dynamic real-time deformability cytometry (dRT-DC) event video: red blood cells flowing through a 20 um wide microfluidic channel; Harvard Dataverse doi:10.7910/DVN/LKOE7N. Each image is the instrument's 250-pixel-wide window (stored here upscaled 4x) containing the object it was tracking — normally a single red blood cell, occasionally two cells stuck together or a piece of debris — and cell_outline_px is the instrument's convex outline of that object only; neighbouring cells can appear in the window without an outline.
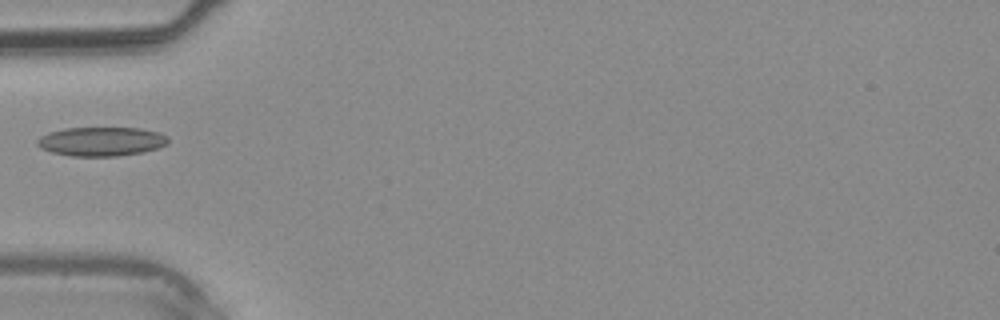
{"species": "common noctule bat (a hibernating species)", "species_latin": "Nyctalus noctula", "temperature_condition": "warm", "stored_images_in_passage": 27, "camera_frame_rate_fps": 3000, "um_per_image_px": 0.085, "animal": {"sex": "male", "body_mass_g": 20.4}, "frame": {"image": 1, "passage_image": 1, "time_ms": 0.0, "image_size_px": [1000, 320], "cell_outline_px": [[168, 144], [144, 152], [116, 156], [72, 156], [52, 152], [40, 148], [36, 144], [36, 140], [40, 136], [48, 132], [64, 128], [140, 128], [160, 132], [168, 136]], "centroid_in_image_um": [8.61, 12.02], "position_along_channel_um": 76.4, "area_um2": 22.31}}
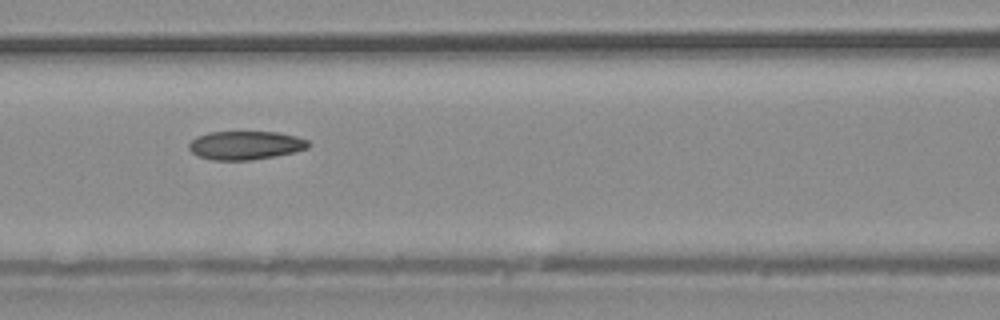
{"frame": {"image": 2, "passage_image": 5, "time_ms": 1.333, "image_size_px": [1000, 320], "cell_outline_px": [[312, 144], [308, 148], [292, 152], [252, 160], [212, 160], [196, 156], [188, 148], [188, 144], [196, 136], [208, 132], [276, 132], [296, 136], [308, 140]], "centroid_in_image_um": [20.83, 12.35], "position_along_channel_um": 145.8, "area_um2": 19.94}}